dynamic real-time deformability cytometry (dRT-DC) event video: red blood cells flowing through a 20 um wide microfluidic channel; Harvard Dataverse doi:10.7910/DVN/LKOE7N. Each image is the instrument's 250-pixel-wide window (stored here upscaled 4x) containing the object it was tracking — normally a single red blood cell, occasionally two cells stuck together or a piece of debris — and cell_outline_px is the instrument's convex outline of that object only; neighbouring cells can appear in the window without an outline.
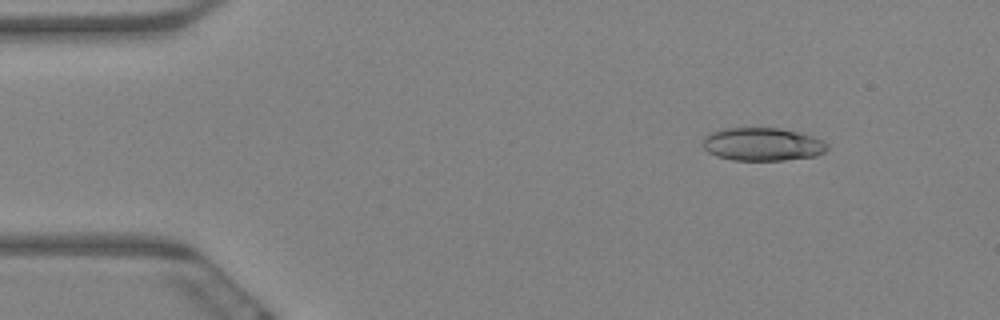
{"species": "Egyptian fruit bat (a non-hibernating species)", "species_latin": "Rousettus aegyptiacus", "temperature_condition": "warm", "stored_images_in_passage": 60, "camera_frame_rate_fps": 3000, "um_per_image_px": 0.085, "animal": {"sex": "female"}, "frame": {"image": 1, "passage_image": 7, "time_ms": 2.0, "image_size_px": [1000, 320], "cell_outline_px": [[828, 148], [824, 152], [816, 156], [784, 160], [732, 160], [716, 156], [708, 152], [704, 148], [704, 136], [712, 132], [724, 128], [780, 128], [800, 132], [812, 136], [828, 144]], "centroid_in_image_um": [64.81, 12.26], "position_along_channel_um": 20.2, "area_um2": 23.99}}
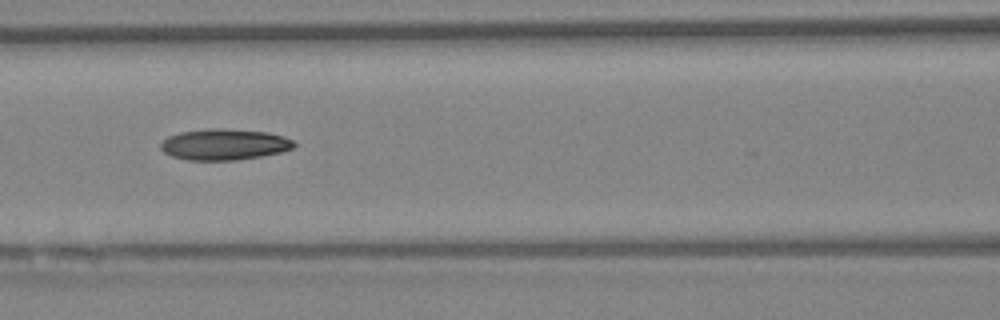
{"frame": {"image": 2, "passage_image": 26, "time_ms": 8.333, "image_size_px": [1000, 320], "cell_outline_px": [[296, 144], [292, 148], [280, 152], [260, 156], [236, 160], [188, 160], [172, 156], [164, 152], [160, 148], [160, 144], [168, 136], [180, 132], [212, 128], [224, 128], [268, 132], [284, 136], [292, 140]], "centroid_in_image_um": [19.05, 12.27], "position_along_channel_um": 147.5, "area_um2": 24.1}}
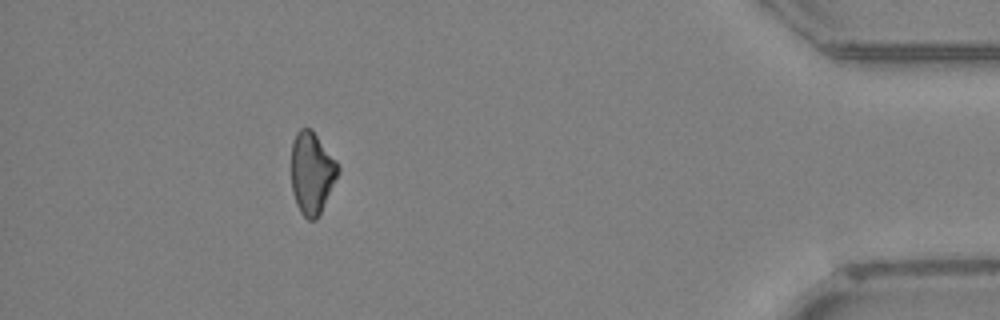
{"frame": {"image": 3, "passage_image": 54, "time_ms": 17.667, "image_size_px": [1000, 320], "cell_outline_px": [[340, 172], [316, 220], [308, 220], [300, 212], [296, 204], [292, 192], [292, 140], [296, 132], [300, 128], [312, 128], [340, 164]], "centroid_in_image_um": [26.52, 14.66], "position_along_channel_um": 408.7, "area_um2": 22.6}}